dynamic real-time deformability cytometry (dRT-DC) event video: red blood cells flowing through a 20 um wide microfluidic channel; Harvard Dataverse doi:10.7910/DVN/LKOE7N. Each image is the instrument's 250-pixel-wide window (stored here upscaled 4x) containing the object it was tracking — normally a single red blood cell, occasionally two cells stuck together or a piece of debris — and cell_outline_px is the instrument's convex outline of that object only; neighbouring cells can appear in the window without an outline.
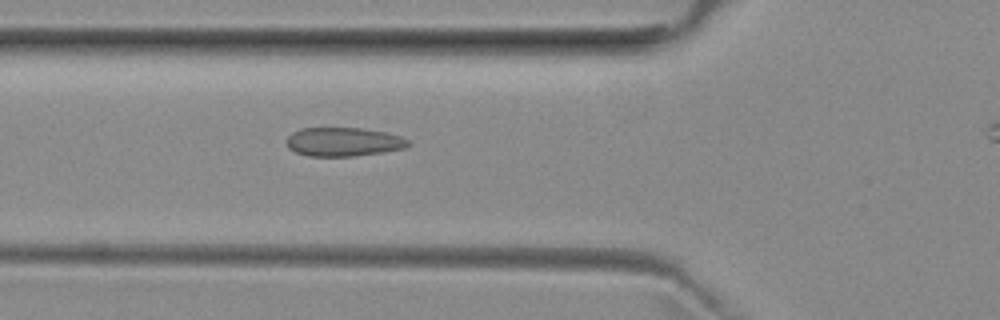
{"species": "common noctule bat (a hibernating species)", "species_latin": "Nyctalus noctula", "temperature_condition": "room temperature", "stored_images_in_passage": 44, "camera_frame_rate_fps": 3000, "um_per_image_px": 0.085, "animal": {"sex": "female", "body_mass_g": 29.2, "forearm_length_mm": 56.3}, "frame": {"image": 1, "passage_image": 16, "time_ms": 5.0, "image_size_px": [1000, 320], "cell_outline_px": [[412, 144], [404, 148], [380, 152], [352, 156], [308, 156], [296, 152], [288, 148], [284, 140], [292, 132], [300, 128], [360, 128], [384, 132], [400, 136], [408, 140]], "centroid_in_image_um": [29.14, 12.05], "position_along_channel_um": 96.7, "area_um2": 20.4}}
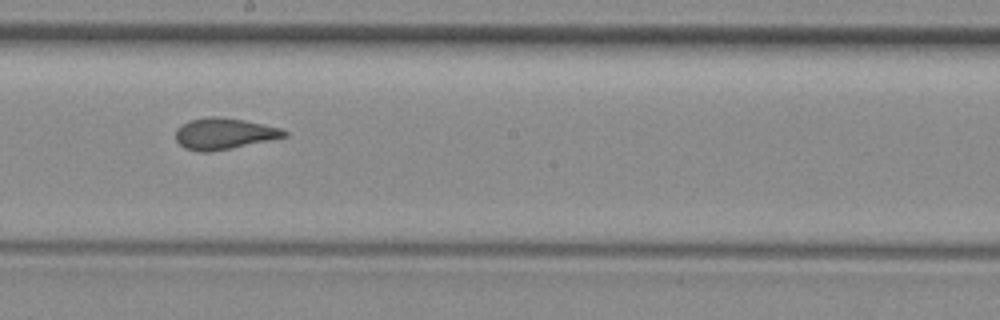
{"frame": {"image": 2, "passage_image": 26, "time_ms": 8.333, "image_size_px": [1000, 320], "cell_outline_px": [[288, 136], [272, 140], [232, 148], [208, 152], [200, 152], [184, 148], [176, 140], [176, 128], [192, 120], [208, 116], [220, 116], [244, 120], [280, 128], [288, 132]], "centroid_in_image_um": [19.06, 11.37], "position_along_channel_um": 229.1, "area_um2": 19.77}}
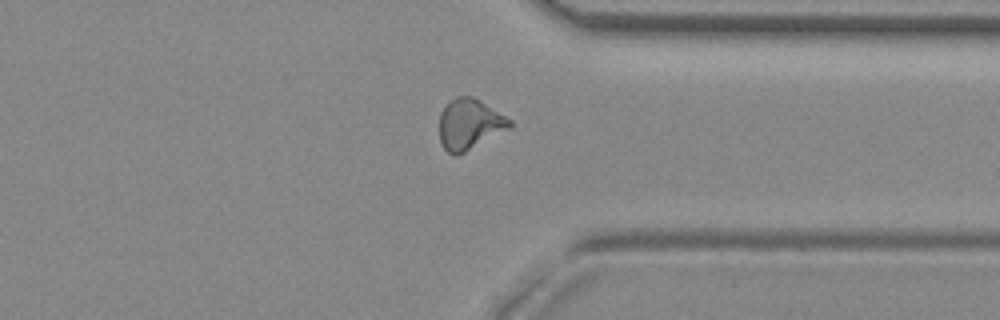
{"frame": {"image": 3, "passage_image": 37, "time_ms": 12.0, "image_size_px": [1000, 320], "cell_outline_px": [[512, 128], [456, 156], [452, 156], [444, 148], [440, 140], [440, 112], [456, 96], [472, 96], [480, 100], [512, 120]], "centroid_in_image_um": [39.93, 10.57], "position_along_channel_um": 371.5, "area_um2": 20.69}, "authors_computed_cell_mechanics": {"area_um2": 20.1433, "velocity_mm_per_s": 3.9686, "shape_relaxation_time_tau1_ms": null, "shape_relaxation_time_tau2_ms": 1.1165, "deformation_change_tau1": null, "deformation_change_tau2": 0.0769}}